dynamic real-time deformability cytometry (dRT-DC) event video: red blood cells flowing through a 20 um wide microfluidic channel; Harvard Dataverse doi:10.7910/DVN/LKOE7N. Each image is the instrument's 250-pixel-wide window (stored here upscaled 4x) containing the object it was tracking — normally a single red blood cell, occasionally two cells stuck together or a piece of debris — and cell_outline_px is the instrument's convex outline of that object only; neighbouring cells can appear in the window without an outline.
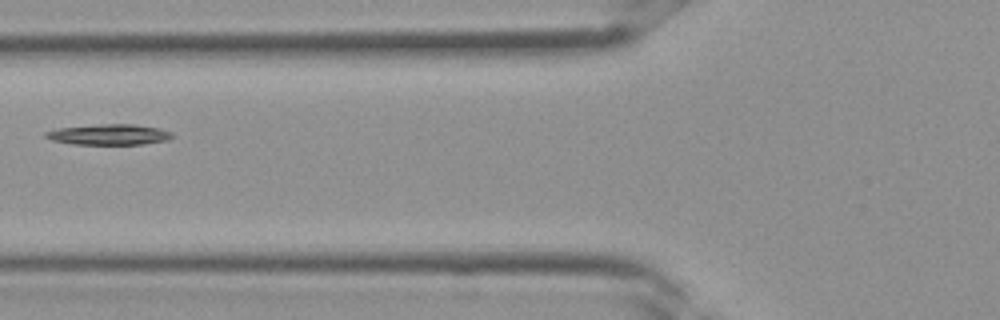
{"species": "Egyptian fruit bat (a non-hibernating species)", "species_latin": "Rousettus aegyptiacus", "temperature_condition": "room temperature", "stored_images_in_passage": 4, "camera_frame_rate_fps": 3000, "um_per_image_px": 0.085, "frame": {"image": 1, "passage_image": 4, "time_ms": 1.0, "image_size_px": [1000, 320], "cell_outline_px": [[172, 136], [168, 140], [144, 144], [72, 144], [52, 140], [44, 136], [44, 132], [60, 128], [100, 124], [132, 124], [160, 128], [172, 132]], "centroid_in_image_um": [9.28, 11.43], "position_along_channel_um": 116.5, "area_um2": 15.14}}